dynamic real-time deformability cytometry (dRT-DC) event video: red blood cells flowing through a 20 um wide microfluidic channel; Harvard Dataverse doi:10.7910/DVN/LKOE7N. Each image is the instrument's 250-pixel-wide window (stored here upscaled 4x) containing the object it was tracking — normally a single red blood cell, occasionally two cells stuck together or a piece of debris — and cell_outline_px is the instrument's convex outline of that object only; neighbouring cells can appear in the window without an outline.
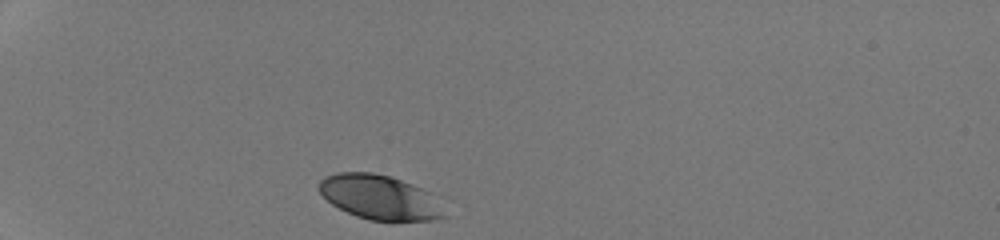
{"species": "human", "species_latin": "Homo sapiens", "temperature_condition": "room temperature", "stored_images_in_passage": 29, "camera_frame_rate_fps": 3000, "um_per_image_px": 0.085, "donor": {"sex": "male"}, "frame": {"image": 1, "passage_image": 1, "time_ms": 0.0, "image_size_px": [1000, 240], "cell_outline_px": [[448, 216], [432, 220], [368, 220], [356, 216], [332, 204], [320, 192], [320, 180], [324, 176], [336, 172], [372, 172], [392, 176], [432, 192]], "centroid_in_image_um": [32.31, 16.75], "position_along_channel_um": 52.7, "area_um2": 32.54}}
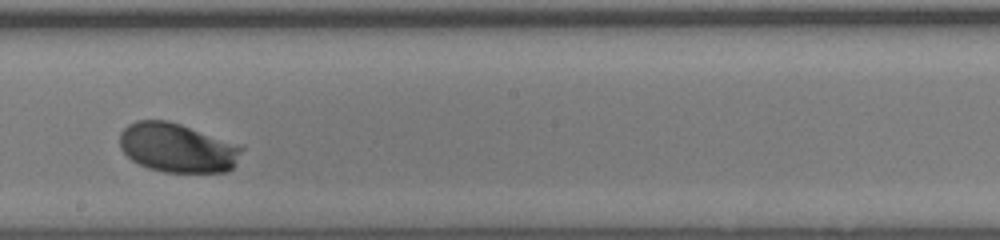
{"frame": {"image": 2, "passage_image": 17, "time_ms": 5.333, "image_size_px": [1000, 240], "cell_outline_px": [[244, 148], [236, 164], [228, 172], [164, 172], [148, 168], [132, 160], [120, 148], [120, 132], [128, 124], [136, 120], [168, 120], [244, 144]], "centroid_in_image_um": [15.14, 12.55], "position_along_channel_um": 233.1, "area_um2": 35.55}}
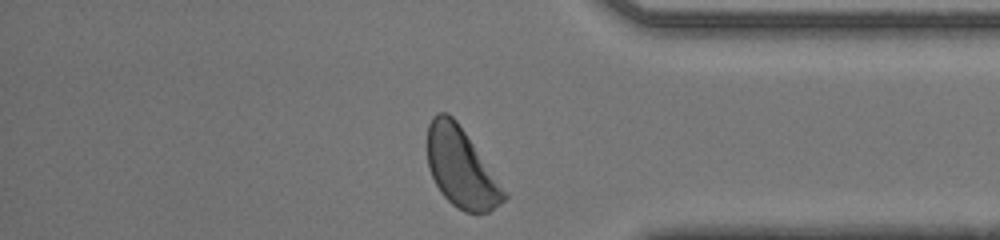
{"frame": {"image": 3, "passage_image": 29, "time_ms": 9.333, "image_size_px": [1000, 240], "cell_outline_px": [[508, 196], [500, 204], [488, 212], [464, 212], [456, 208], [440, 192], [428, 168], [428, 124], [432, 116], [436, 112], [444, 112], [452, 116], [456, 120], [508, 192]], "centroid_in_image_um": [39.2, 14.26], "position_along_channel_um": 396.0, "area_um2": 35.37}, "authors_computed_cell_mechanics": {"area_um2": 34.391, "velocity_mm_per_s": 4.2244, "shape_relaxation_time_tau1_ms": 1.9079, "shape_relaxation_time_tau2_ms": null, "deformation_change_tau1": 0.126, "deformation_change_tau2": null}}